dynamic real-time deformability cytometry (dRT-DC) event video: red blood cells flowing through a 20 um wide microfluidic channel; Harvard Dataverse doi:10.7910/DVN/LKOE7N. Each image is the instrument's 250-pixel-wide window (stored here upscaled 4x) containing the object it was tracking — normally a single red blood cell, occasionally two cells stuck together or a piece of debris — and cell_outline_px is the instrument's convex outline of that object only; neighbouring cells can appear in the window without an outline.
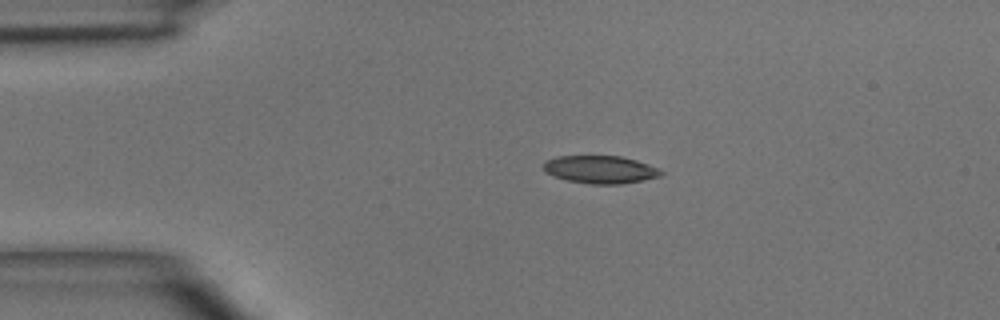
{"species": "common noctule bat (a hibernating species)", "species_latin": "Nyctalus noctula", "temperature_condition": "room temperature", "stored_images_in_passage": 3, "camera_frame_rate_fps": 3000, "um_per_image_px": 0.085, "animal": {"sex": "male", "body_mass_g": 15.6}, "frame": {"image": 1, "passage_image": 2, "time_ms": 1.333, "image_size_px": [1000, 320], "cell_outline_px": [[664, 172], [660, 176], [644, 180], [620, 184], [588, 184], [568, 180], [544, 172], [544, 160], [556, 156], [620, 156], [636, 160], [660, 168]], "centroid_in_image_um": [51.04, 14.4], "position_along_channel_um": 34.0, "area_um2": 19.07}}